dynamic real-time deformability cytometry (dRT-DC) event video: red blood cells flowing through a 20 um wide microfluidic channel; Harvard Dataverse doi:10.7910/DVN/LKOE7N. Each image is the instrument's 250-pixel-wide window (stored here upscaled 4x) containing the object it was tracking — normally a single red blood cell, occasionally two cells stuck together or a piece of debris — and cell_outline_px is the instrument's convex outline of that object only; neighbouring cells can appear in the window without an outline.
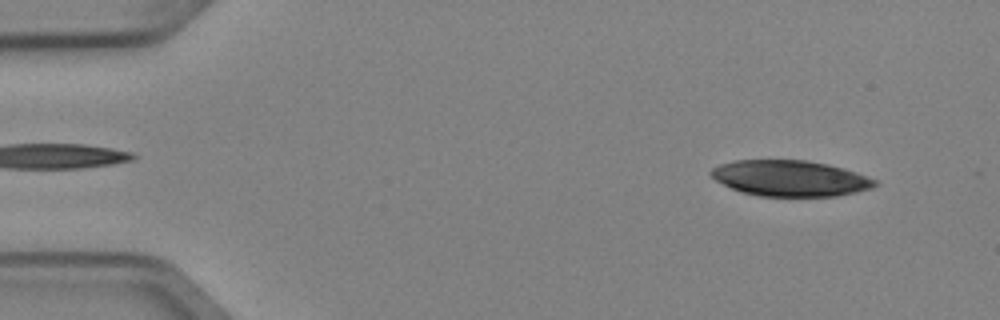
{"species": "Egyptian fruit bat (a non-hibernating species)", "species_latin": "Rousettus aegyptiacus", "temperature_condition": "cold", "stored_images_in_passage": 5, "camera_frame_rate_fps": 3000, "um_per_image_px": 0.085, "animal": {"sex": "female"}, "frame": {"image": 1, "passage_image": 2, "time_ms": 0.333, "image_size_px": [1000, 320], "cell_outline_px": [[880, 184], [872, 188], [856, 192], [836, 196], [760, 196], [740, 192], [716, 180], [708, 172], [712, 168], [720, 164], [736, 160], [808, 160], [828, 164], [856, 172], [876, 180]], "centroid_in_image_um": [67.17, 15.15], "position_along_channel_um": 17.8, "area_um2": 34.28}}